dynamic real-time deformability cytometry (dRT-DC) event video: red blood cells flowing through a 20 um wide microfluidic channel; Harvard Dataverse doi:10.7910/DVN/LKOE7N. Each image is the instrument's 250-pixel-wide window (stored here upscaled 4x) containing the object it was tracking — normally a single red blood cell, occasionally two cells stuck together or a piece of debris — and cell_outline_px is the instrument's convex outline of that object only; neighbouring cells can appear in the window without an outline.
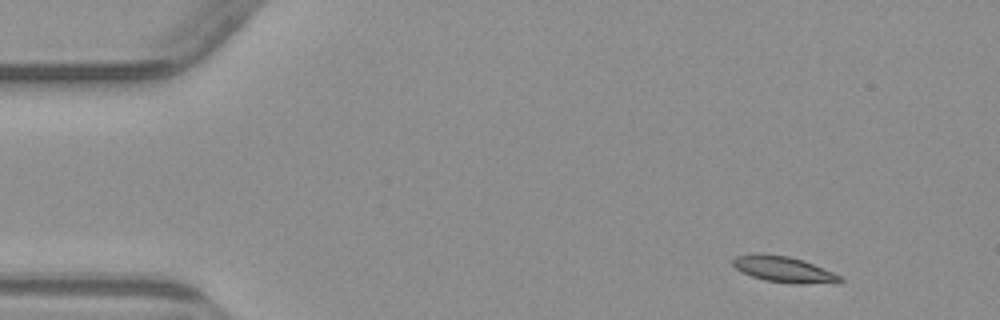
{"species": "common noctule bat (a hibernating species)", "species_latin": "Nyctalus noctula", "temperature_condition": "warm", "stored_images_in_passage": 6, "camera_frame_rate_fps": 3000, "um_per_image_px": 0.085, "animal": {"sex": "male", "body_mass_g": 23.1, "forearm_length_mm": 52.7}, "frame": {"image": 1, "passage_image": 1, "time_ms": 0.0, "image_size_px": [1000, 320], "cell_outline_px": [[844, 280], [800, 284], [796, 284], [764, 280], [740, 272], [732, 264], [732, 260], [736, 256], [756, 252], [788, 256], [804, 260], [844, 276]], "centroid_in_image_um": [66.56, 22.87], "position_along_channel_um": 18.4, "area_um2": 16.24}}
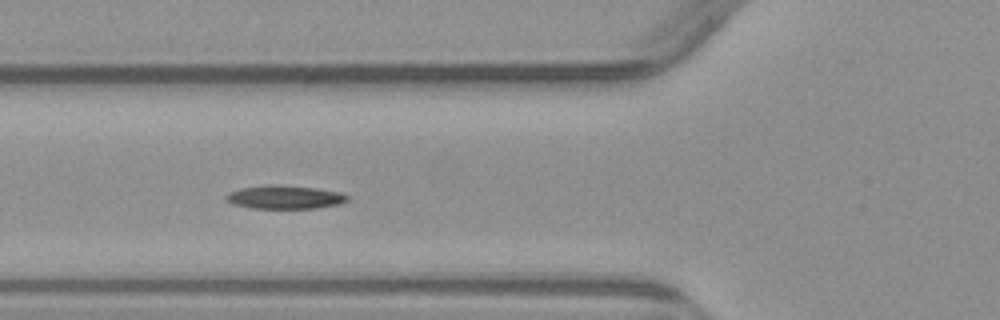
{"frame": {"image": 2, "passage_image": 5, "time_ms": 4.667, "image_size_px": [1000, 320], "cell_outline_px": [[348, 200], [340, 204], [316, 208], [252, 208], [236, 204], [228, 200], [224, 196], [228, 192], [240, 188], [276, 184], [316, 188], [340, 192], [348, 196]], "centroid_in_image_um": [24.23, 16.75], "position_along_channel_um": 101.6, "area_um2": 16.42}}
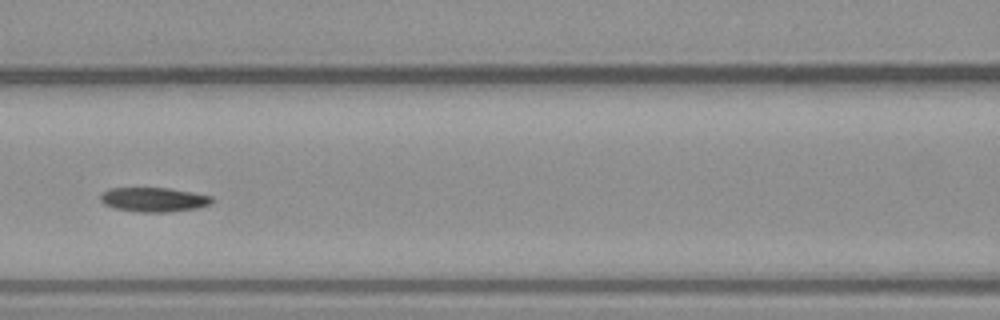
{"frame": {"image": 3, "passage_image": 6, "time_ms": 6.0, "image_size_px": [1000, 320], "cell_outline_px": [[212, 204], [196, 208], [168, 212], [136, 212], [116, 208], [104, 204], [100, 200], [100, 196], [108, 188], [168, 188], [192, 192], [212, 196]], "centroid_in_image_um": [13.07, 16.96], "position_along_channel_um": 153.5, "area_um2": 15.78}}